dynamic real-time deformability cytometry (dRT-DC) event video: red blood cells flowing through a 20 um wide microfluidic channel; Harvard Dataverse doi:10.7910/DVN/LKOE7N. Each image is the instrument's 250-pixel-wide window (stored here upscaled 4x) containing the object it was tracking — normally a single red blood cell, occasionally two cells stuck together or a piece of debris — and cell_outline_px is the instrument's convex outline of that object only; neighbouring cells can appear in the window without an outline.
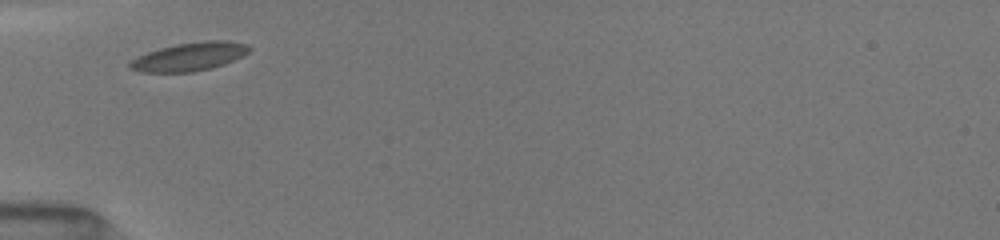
{"species": "common noctule bat (a hibernating species)", "species_latin": "Nyctalus noctula", "temperature_condition": "room temperature", "stored_images_in_passage": 19, "camera_frame_rate_fps": 3000, "um_per_image_px": 0.085, "animal": {"sex": "female", "body_mass_g": 19.5, "forearm_length_mm": 54.1}, "frame": {"image": 1, "passage_image": 1, "time_ms": 0.0, "image_size_px": [1000, 240], "cell_outline_px": [[252, 48], [248, 52], [224, 64], [212, 68], [192, 72], [140, 72], [128, 68], [128, 64], [136, 56], [160, 48], [176, 44], [208, 40], [228, 40], [248, 44]], "centroid_in_image_um": [16.09, 4.81], "position_along_channel_um": 68.9, "area_um2": 19.77}}
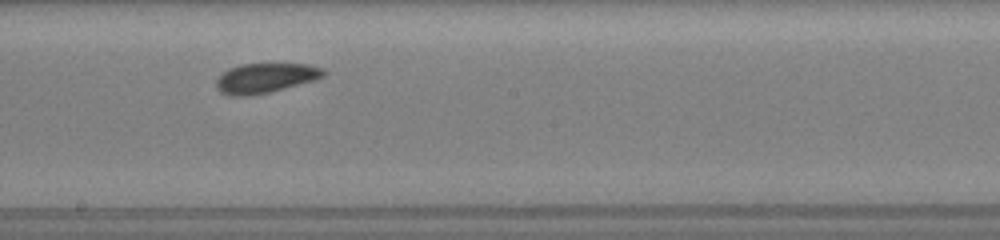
{"frame": {"image": 2, "passage_image": 10, "time_ms": 4.0, "image_size_px": [1000, 240], "cell_outline_px": [[328, 72], [324, 76], [316, 80], [268, 92], [248, 96], [232, 96], [220, 92], [216, 88], [216, 80], [224, 72], [240, 64], [308, 64], [324, 68]], "centroid_in_image_um": [22.6, 6.63], "position_along_channel_um": 225.6, "area_um2": 18.55}}
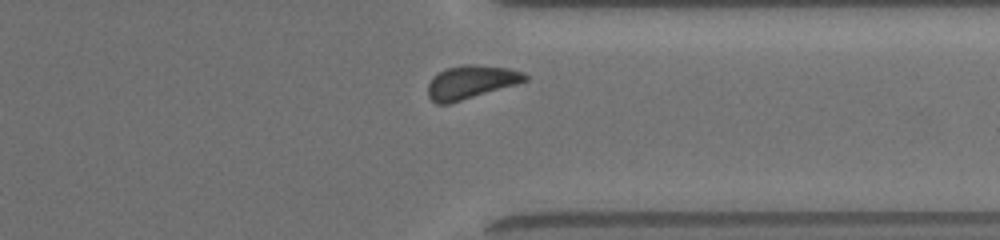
{"frame": {"image": 3, "passage_image": 17, "time_ms": 7.667, "image_size_px": [1000, 240], "cell_outline_px": [[528, 80], [516, 84], [448, 104], [436, 104], [428, 96], [428, 84], [444, 68], [464, 64], [476, 64], [508, 68], [524, 72], [528, 76]], "centroid_in_image_um": [40.04, 6.97], "position_along_channel_um": 371.4, "area_um2": 18.73}, "authors_computed_cell_mechanics": {"area_um2": 18.7272, "velocity_mm_per_s": 3.9688, "shape_relaxation_time_tau1_ms": 1.8189, "shape_relaxation_time_tau2_ms": 2.0741, "deformation_change_tau1": 0.0498, "deformation_change_tau2": 0.0571}}